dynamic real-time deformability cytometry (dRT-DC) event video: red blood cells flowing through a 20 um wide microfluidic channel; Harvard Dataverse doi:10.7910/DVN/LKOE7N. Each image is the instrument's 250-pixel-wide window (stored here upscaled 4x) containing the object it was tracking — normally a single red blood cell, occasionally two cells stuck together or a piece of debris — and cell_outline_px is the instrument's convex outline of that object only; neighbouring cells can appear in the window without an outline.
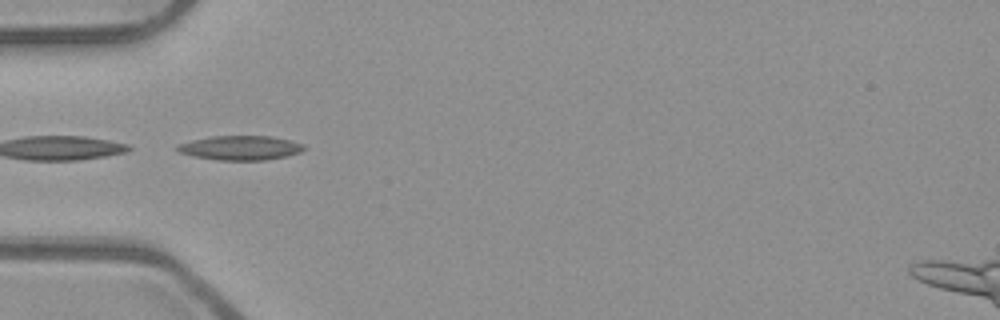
{"species": "common noctule bat (a hibernating species)", "species_latin": "Nyctalus noctula", "temperature_condition": "room temperature", "stored_images_in_passage": 36, "camera_frame_rate_fps": 3000, "um_per_image_px": 0.085, "animal": {"sex": "male", "body_mass_g": 23.1, "forearm_length_mm": 52.7}, "frame": {"image": 1, "passage_image": 1, "time_ms": 0.0, "image_size_px": [1000, 320], "cell_outline_px": [[308, 148], [300, 152], [288, 156], [264, 160], [216, 160], [196, 156], [180, 152], [176, 148], [176, 144], [192, 140], [212, 136], [268, 136], [288, 140], [304, 144]], "centroid_in_image_um": [20.46, 12.57], "position_along_channel_um": 64.5, "area_um2": 17.92}}
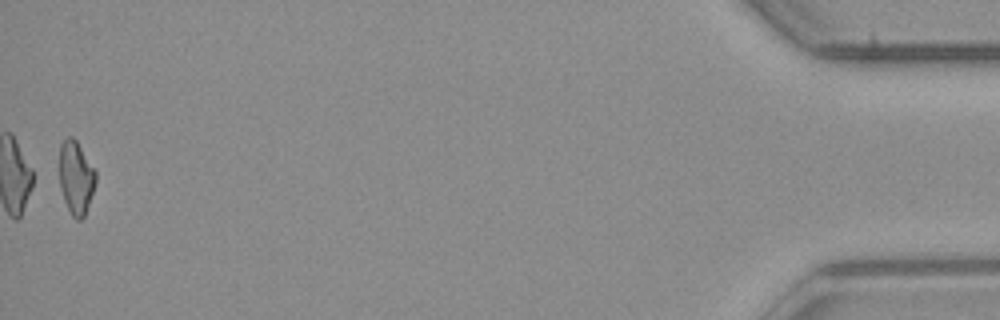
{"frame": {"image": 2, "passage_image": 36, "time_ms": 11.667, "image_size_px": [1000, 320], "cell_outline_px": [[96, 184], [84, 216], [80, 220], [76, 220], [72, 216], [64, 200], [60, 184], [60, 144], [68, 136], [72, 136], [76, 140], [96, 172]], "centroid_in_image_um": [6.46, 15.1], "position_along_channel_um": 428.7, "area_um2": 15.32}}